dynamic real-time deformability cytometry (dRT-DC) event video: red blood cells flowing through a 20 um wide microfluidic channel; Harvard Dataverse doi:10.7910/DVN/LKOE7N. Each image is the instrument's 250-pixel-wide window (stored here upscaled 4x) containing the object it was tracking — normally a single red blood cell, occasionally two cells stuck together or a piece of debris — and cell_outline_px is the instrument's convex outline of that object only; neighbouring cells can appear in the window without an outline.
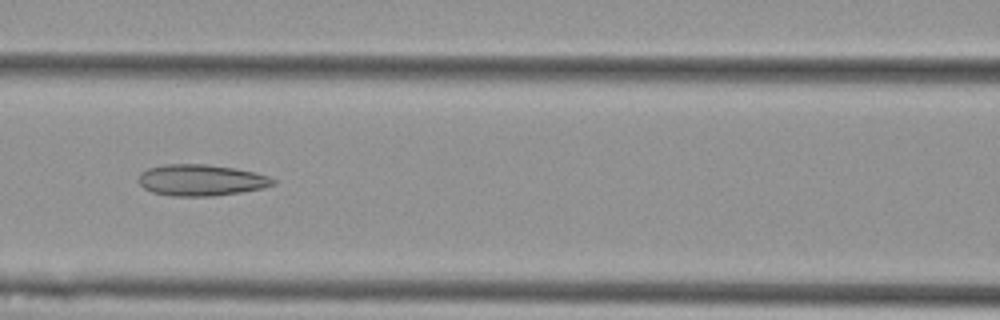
{"species": "Egyptian fruit bat (a non-hibernating species)", "species_latin": "Rousettus aegyptiacus", "temperature_condition": "cold", "stored_images_in_passage": 7, "camera_frame_rate_fps": 3000, "um_per_image_px": 0.085, "animal": {"sex": "female"}, "frame": {"image": 1, "passage_image": 6, "time_ms": 1.667, "image_size_px": [1000, 320], "cell_outline_px": [[276, 184], [264, 188], [240, 192], [212, 196], [172, 196], [152, 192], [144, 188], [140, 184], [140, 172], [148, 168], [164, 164], [208, 164], [256, 172], [268, 176], [276, 180]], "centroid_in_image_um": [17.11, 15.31], "position_along_channel_um": 149.5, "area_um2": 24.57}}
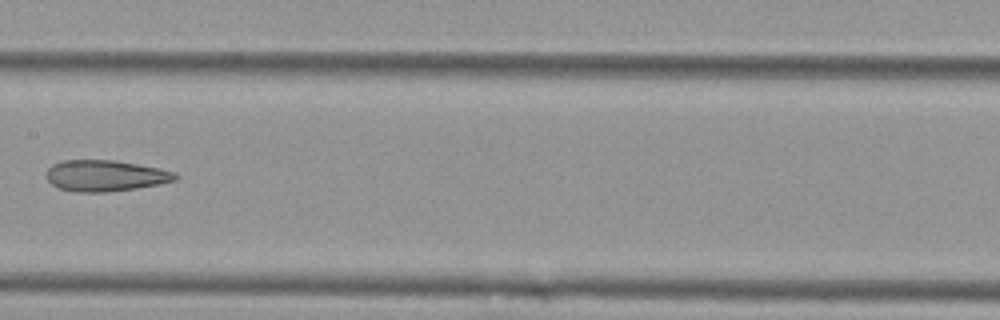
{"frame": {"image": 2, "passage_image": 7, "time_ms": 2.0, "image_size_px": [1000, 320], "cell_outline_px": [[180, 176], [176, 180], [160, 184], [136, 188], [104, 192], [76, 192], [60, 188], [52, 184], [48, 180], [48, 168], [52, 164], [64, 160], [112, 160], [160, 168], [172, 172]], "centroid_in_image_um": [8.97, 14.93], "position_along_channel_um": 198.4, "area_um2": 23.18}}